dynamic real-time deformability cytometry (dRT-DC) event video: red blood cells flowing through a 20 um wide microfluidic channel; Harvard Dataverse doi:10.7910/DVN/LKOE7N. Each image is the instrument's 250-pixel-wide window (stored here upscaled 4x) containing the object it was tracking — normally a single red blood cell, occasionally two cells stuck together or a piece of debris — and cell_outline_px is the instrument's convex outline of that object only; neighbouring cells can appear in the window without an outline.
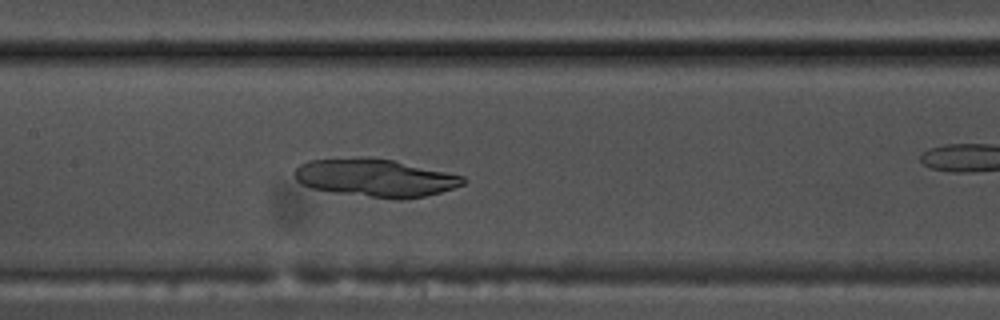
{"species": "common noctule bat (a hibernating species)", "species_latin": "Nyctalus noctula", "temperature_condition": "warm", "stored_images_in_passage": 44, "camera_frame_rate_fps": 3000, "um_per_image_px": 0.085, "animal": {"sex": "male", "body_mass_g": 17.5, "forearm_length_mm": 52.3}, "frame": {"image": 1, "passage_image": 26, "time_ms": 8.333, "image_size_px": [1000, 320], "cell_outline_px": [[468, 180], [464, 184], [440, 192], [424, 196], [400, 200], [396, 200], [332, 192], [312, 188], [300, 184], [296, 180], [296, 168], [300, 164], [308, 160], [360, 156], [392, 160], [464, 176]], "centroid_in_image_um": [31.88, 15.11], "position_along_channel_um": 175.5, "area_um2": 37.28}}
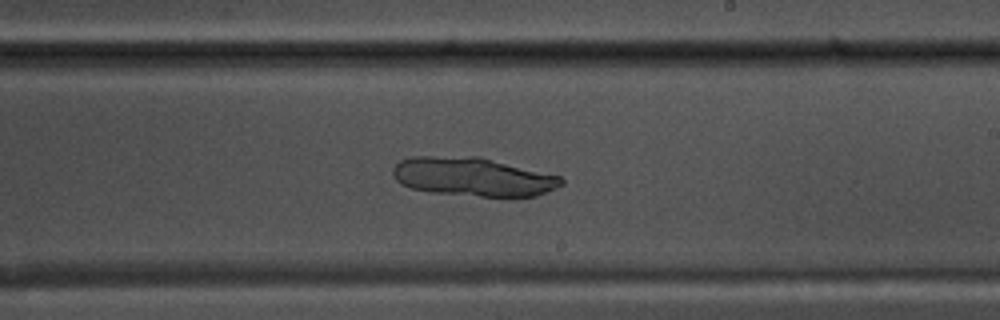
{"frame": {"image": 2, "passage_image": 32, "time_ms": 10.333, "image_size_px": [1000, 320], "cell_outline_px": [[564, 184], [556, 188], [536, 196], [480, 196], [432, 192], [412, 188], [400, 184], [396, 180], [392, 172], [392, 168], [400, 160], [412, 156], [480, 156], [560, 176], [564, 180]], "centroid_in_image_um": [40.19, 15.01], "position_along_channel_um": 248.8, "area_um2": 38.09}}